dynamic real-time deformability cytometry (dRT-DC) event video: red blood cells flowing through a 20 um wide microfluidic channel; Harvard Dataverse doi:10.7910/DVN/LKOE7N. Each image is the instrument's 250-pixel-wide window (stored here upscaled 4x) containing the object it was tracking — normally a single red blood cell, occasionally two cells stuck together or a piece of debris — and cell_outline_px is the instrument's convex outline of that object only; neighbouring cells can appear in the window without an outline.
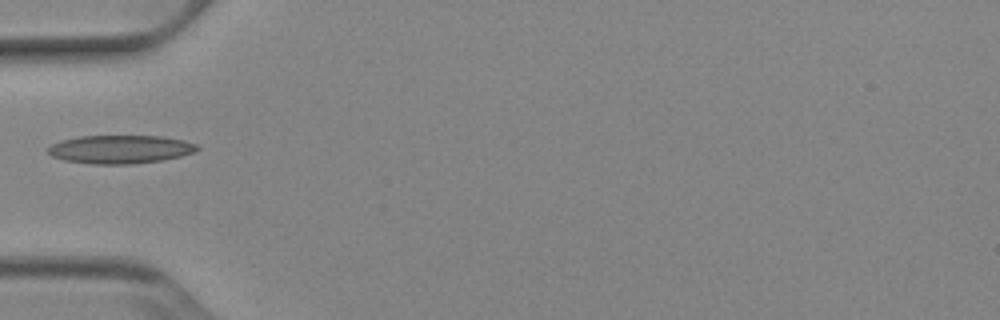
{"species": "Egyptian fruit bat (a non-hibernating species)", "species_latin": "Rousettus aegyptiacus", "temperature_condition": "cold", "stored_images_in_passage": 35, "camera_frame_rate_fps": 3000, "um_per_image_px": 0.085, "animal": {"sex": "female"}, "frame": {"image": 1, "passage_image": 1, "time_ms": 0.0, "image_size_px": [1000, 320], "cell_outline_px": [[200, 148], [192, 152], [180, 156], [160, 160], [128, 164], [92, 164], [64, 160], [52, 156], [48, 152], [48, 148], [52, 144], [60, 140], [80, 136], [160, 136], [184, 140], [196, 144]], "centroid_in_image_um": [10.19, 12.68], "position_along_channel_um": 74.8, "area_um2": 24.45}}
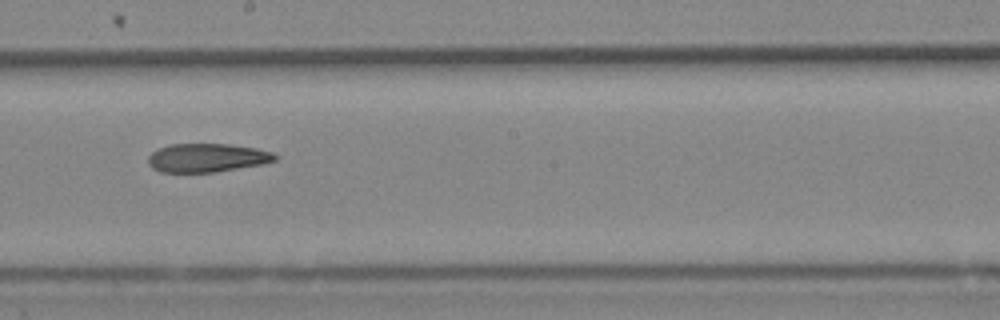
{"frame": {"image": 2, "passage_image": 13, "time_ms": 4.0, "image_size_px": [1000, 320], "cell_outline_px": [[276, 160], [264, 164], [216, 172], [160, 172], [152, 168], [148, 164], [148, 156], [156, 148], [172, 144], [232, 144], [256, 148], [272, 152], [276, 156]], "centroid_in_image_um": [17.58, 13.41], "position_along_channel_um": 230.6, "area_um2": 21.33}}
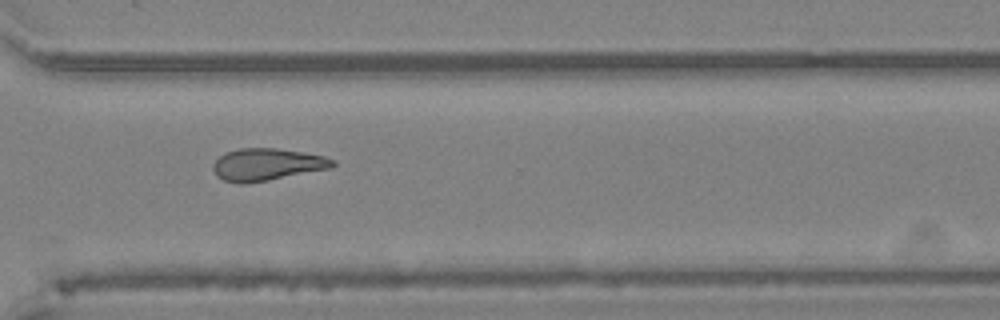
{"frame": {"image": 3, "passage_image": 22, "time_ms": 7.0, "image_size_px": [1000, 320], "cell_outline_px": [[336, 164], [332, 168], [268, 180], [244, 184], [240, 184], [224, 180], [216, 176], [212, 168], [212, 164], [224, 152], [240, 148], [276, 148], [324, 156], [336, 160]], "centroid_in_image_um": [22.68, 13.98], "position_along_channel_um": 347.9, "area_um2": 22.48}}